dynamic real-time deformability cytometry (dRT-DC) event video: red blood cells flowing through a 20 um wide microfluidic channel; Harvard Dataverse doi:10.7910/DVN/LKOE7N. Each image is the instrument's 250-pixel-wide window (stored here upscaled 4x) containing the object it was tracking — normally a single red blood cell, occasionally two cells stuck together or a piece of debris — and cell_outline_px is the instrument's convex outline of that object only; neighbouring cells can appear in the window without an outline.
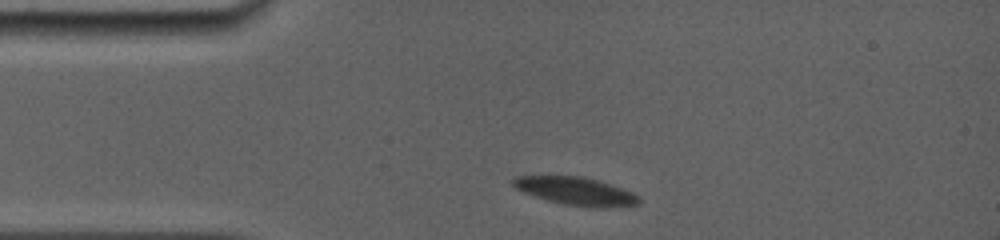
{"species": "common noctule bat (a hibernating species)", "species_latin": "Nyctalus noctula", "temperature_condition": "room temperature", "stored_images_in_passage": 9, "camera_frame_rate_fps": 5000, "um_per_image_px": 0.085, "animal": {"sex": "female", "body_mass_g": 19.0, "forearm_length_mm": 56.7}, "frame": {"image": 1, "passage_image": 2, "time_ms": 0.4, "image_size_px": [1000, 240], "cell_outline_px": [[640, 204], [604, 208], [588, 208], [564, 204], [548, 200], [524, 192], [516, 188], [512, 184], [512, 180], [516, 176], [584, 176], [600, 180], [632, 192], [640, 196]], "centroid_in_image_um": [49.0, 16.25], "position_along_channel_um": 36.0, "area_um2": 20.63}}
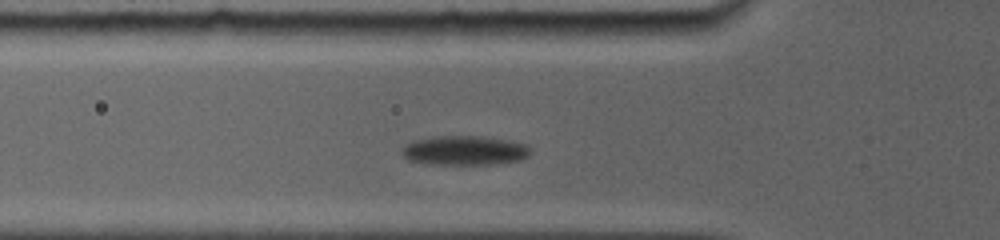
{"frame": {"image": 2, "passage_image": 7, "time_ms": 2.6, "image_size_px": [1000, 240], "cell_outline_px": [[532, 152], [524, 160], [492, 164], [428, 164], [408, 160], [404, 156], [400, 148], [404, 144], [412, 140], [432, 136], [484, 136], [528, 144], [532, 148]], "centroid_in_image_um": [39.5, 12.78], "position_along_channel_um": 86.3, "area_um2": 22.48}}
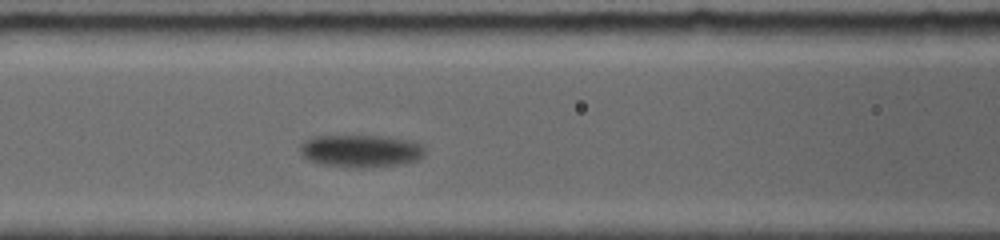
{"frame": {"image": 3, "passage_image": 9, "time_ms": 4.0, "image_size_px": [1000, 240], "cell_outline_px": [[424, 156], [416, 160], [404, 164], [368, 168], [356, 168], [316, 164], [308, 160], [300, 152], [300, 144], [304, 140], [312, 136], [380, 136], [408, 140], [420, 144], [424, 148]], "centroid_in_image_um": [30.63, 12.85], "position_along_channel_um": 136.0, "area_um2": 23.93}}